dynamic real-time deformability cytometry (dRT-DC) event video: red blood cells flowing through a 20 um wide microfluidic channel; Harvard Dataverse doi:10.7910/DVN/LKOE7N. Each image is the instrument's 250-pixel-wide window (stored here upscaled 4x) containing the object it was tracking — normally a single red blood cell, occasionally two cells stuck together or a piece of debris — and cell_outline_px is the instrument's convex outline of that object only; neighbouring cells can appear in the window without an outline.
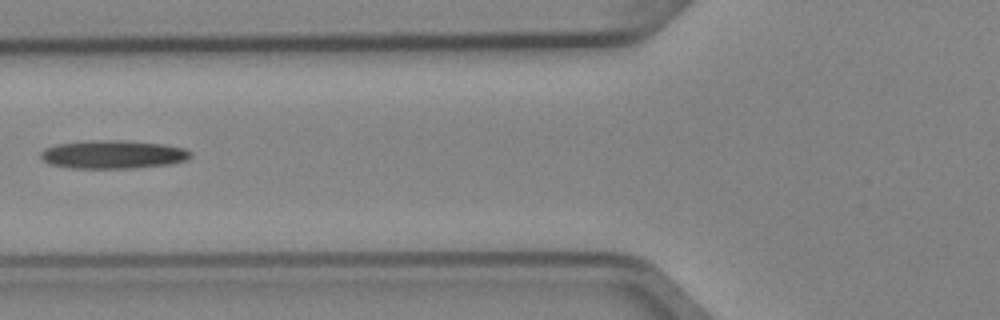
{"species": "Egyptian fruit bat (a non-hibernating species)", "species_latin": "Rousettus aegyptiacus", "temperature_condition": "cold", "stored_images_in_passage": 6, "camera_frame_rate_fps": 3000, "um_per_image_px": 0.085, "animal": {"sex": "female"}, "frame": {"image": 1, "passage_image": 6, "time_ms": 1.667, "image_size_px": [1000, 320], "cell_outline_px": [[192, 156], [188, 160], [172, 164], [132, 168], [72, 168], [48, 164], [40, 156], [40, 152], [44, 148], [56, 144], [96, 140], [124, 140], [164, 144], [184, 148], [192, 152]], "centroid_in_image_um": [9.63, 13.13], "position_along_channel_um": 116.2, "area_um2": 24.97}}